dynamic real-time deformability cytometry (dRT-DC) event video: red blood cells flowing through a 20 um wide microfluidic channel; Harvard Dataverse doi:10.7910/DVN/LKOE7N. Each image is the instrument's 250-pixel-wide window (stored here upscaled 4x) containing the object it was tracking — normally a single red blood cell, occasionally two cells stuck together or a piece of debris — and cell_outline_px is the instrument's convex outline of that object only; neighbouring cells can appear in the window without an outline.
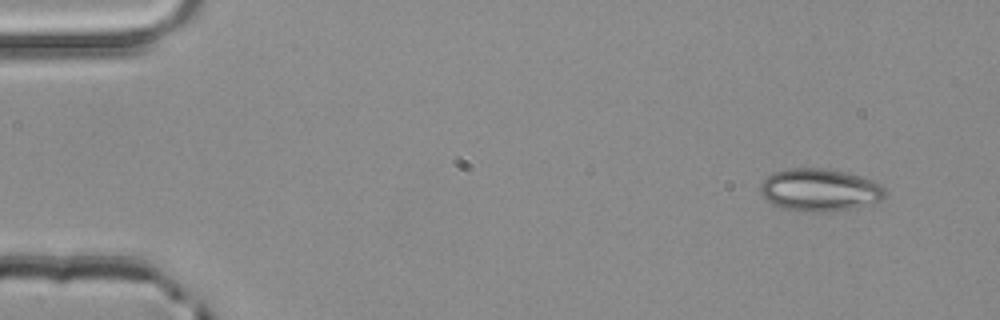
{"species": "common noctule bat (a hibernating species)", "species_latin": "Nyctalus noctula", "temperature_condition": "room temperature", "stored_images_in_passage": 4, "camera_frame_rate_fps": 3000, "um_per_image_px": 0.085, "animal": {"sex": "male", "body_mass_g": 20.4}, "frame": {"image": 1, "passage_image": 1, "time_ms": 0.0, "image_size_px": [1000, 320], "cell_outline_px": [[884, 196], [880, 200], [856, 208], [832, 212], [800, 212], [784, 208], [772, 204], [760, 192], [760, 184], [772, 172], [788, 168], [824, 168], [844, 172], [872, 180], [884, 184]], "centroid_in_image_um": [69.67, 16.15], "position_along_channel_um": 15.3, "area_um2": 31.1}}